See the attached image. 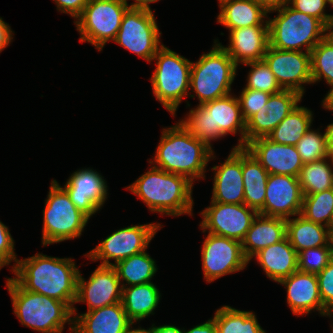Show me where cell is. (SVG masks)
<instances>
[{
  "instance_id": "obj_31",
  "label": "cell",
  "mask_w": 333,
  "mask_h": 333,
  "mask_svg": "<svg viewBox=\"0 0 333 333\" xmlns=\"http://www.w3.org/2000/svg\"><path fill=\"white\" fill-rule=\"evenodd\" d=\"M313 114L310 109L297 106L268 136L273 142L296 146L311 128Z\"/></svg>"
},
{
  "instance_id": "obj_9",
  "label": "cell",
  "mask_w": 333,
  "mask_h": 333,
  "mask_svg": "<svg viewBox=\"0 0 333 333\" xmlns=\"http://www.w3.org/2000/svg\"><path fill=\"white\" fill-rule=\"evenodd\" d=\"M43 217V246L80 237L90 219L76 208L56 180L51 181Z\"/></svg>"
},
{
  "instance_id": "obj_56",
  "label": "cell",
  "mask_w": 333,
  "mask_h": 333,
  "mask_svg": "<svg viewBox=\"0 0 333 333\" xmlns=\"http://www.w3.org/2000/svg\"><path fill=\"white\" fill-rule=\"evenodd\" d=\"M219 1V7L222 6L223 4L230 2V1H235V0H218Z\"/></svg>"
},
{
  "instance_id": "obj_22",
  "label": "cell",
  "mask_w": 333,
  "mask_h": 333,
  "mask_svg": "<svg viewBox=\"0 0 333 333\" xmlns=\"http://www.w3.org/2000/svg\"><path fill=\"white\" fill-rule=\"evenodd\" d=\"M278 283L287 289V303L294 315H306L313 310L321 316L331 315L322 304L316 274L297 270Z\"/></svg>"
},
{
  "instance_id": "obj_43",
  "label": "cell",
  "mask_w": 333,
  "mask_h": 333,
  "mask_svg": "<svg viewBox=\"0 0 333 333\" xmlns=\"http://www.w3.org/2000/svg\"><path fill=\"white\" fill-rule=\"evenodd\" d=\"M14 239L12 238L8 227L0 221V270L14 261L13 270L17 264V255L14 252Z\"/></svg>"
},
{
  "instance_id": "obj_10",
  "label": "cell",
  "mask_w": 333,
  "mask_h": 333,
  "mask_svg": "<svg viewBox=\"0 0 333 333\" xmlns=\"http://www.w3.org/2000/svg\"><path fill=\"white\" fill-rule=\"evenodd\" d=\"M129 7L127 0H89L74 21L81 35L80 42H88L101 51L107 42L116 39Z\"/></svg>"
},
{
  "instance_id": "obj_2",
  "label": "cell",
  "mask_w": 333,
  "mask_h": 333,
  "mask_svg": "<svg viewBox=\"0 0 333 333\" xmlns=\"http://www.w3.org/2000/svg\"><path fill=\"white\" fill-rule=\"evenodd\" d=\"M150 165L173 174L187 177L191 182L205 179V168L214 151L205 142L196 139L179 122L163 128L161 140ZM157 164V165H156ZM195 179V180H194Z\"/></svg>"
},
{
  "instance_id": "obj_53",
  "label": "cell",
  "mask_w": 333,
  "mask_h": 333,
  "mask_svg": "<svg viewBox=\"0 0 333 333\" xmlns=\"http://www.w3.org/2000/svg\"><path fill=\"white\" fill-rule=\"evenodd\" d=\"M325 38L333 44V18L326 25Z\"/></svg>"
},
{
  "instance_id": "obj_5",
  "label": "cell",
  "mask_w": 333,
  "mask_h": 333,
  "mask_svg": "<svg viewBox=\"0 0 333 333\" xmlns=\"http://www.w3.org/2000/svg\"><path fill=\"white\" fill-rule=\"evenodd\" d=\"M6 287L21 325L42 333H62L68 323L74 332L72 309L65 302L27 291L14 278L7 279Z\"/></svg>"
},
{
  "instance_id": "obj_48",
  "label": "cell",
  "mask_w": 333,
  "mask_h": 333,
  "mask_svg": "<svg viewBox=\"0 0 333 333\" xmlns=\"http://www.w3.org/2000/svg\"><path fill=\"white\" fill-rule=\"evenodd\" d=\"M330 90L328 91L325 98L322 100V106L323 108H326L327 110L333 111V85L330 86Z\"/></svg>"
},
{
  "instance_id": "obj_23",
  "label": "cell",
  "mask_w": 333,
  "mask_h": 333,
  "mask_svg": "<svg viewBox=\"0 0 333 333\" xmlns=\"http://www.w3.org/2000/svg\"><path fill=\"white\" fill-rule=\"evenodd\" d=\"M229 46L219 44L233 59L238 66L239 63L261 61L269 46L268 25H255L242 27L229 31Z\"/></svg>"
},
{
  "instance_id": "obj_45",
  "label": "cell",
  "mask_w": 333,
  "mask_h": 333,
  "mask_svg": "<svg viewBox=\"0 0 333 333\" xmlns=\"http://www.w3.org/2000/svg\"><path fill=\"white\" fill-rule=\"evenodd\" d=\"M13 33L10 25L5 23L2 17H0V53L12 42Z\"/></svg>"
},
{
  "instance_id": "obj_36",
  "label": "cell",
  "mask_w": 333,
  "mask_h": 333,
  "mask_svg": "<svg viewBox=\"0 0 333 333\" xmlns=\"http://www.w3.org/2000/svg\"><path fill=\"white\" fill-rule=\"evenodd\" d=\"M312 83L322 78L333 85V44L326 38L321 40L310 52Z\"/></svg>"
},
{
  "instance_id": "obj_50",
  "label": "cell",
  "mask_w": 333,
  "mask_h": 333,
  "mask_svg": "<svg viewBox=\"0 0 333 333\" xmlns=\"http://www.w3.org/2000/svg\"><path fill=\"white\" fill-rule=\"evenodd\" d=\"M325 138H326V146L327 149L333 147V123L327 125L325 129Z\"/></svg>"
},
{
  "instance_id": "obj_28",
  "label": "cell",
  "mask_w": 333,
  "mask_h": 333,
  "mask_svg": "<svg viewBox=\"0 0 333 333\" xmlns=\"http://www.w3.org/2000/svg\"><path fill=\"white\" fill-rule=\"evenodd\" d=\"M286 237L297 251L333 245V238L327 227L306 220L302 215L286 219Z\"/></svg>"
},
{
  "instance_id": "obj_27",
  "label": "cell",
  "mask_w": 333,
  "mask_h": 333,
  "mask_svg": "<svg viewBox=\"0 0 333 333\" xmlns=\"http://www.w3.org/2000/svg\"><path fill=\"white\" fill-rule=\"evenodd\" d=\"M220 8L217 22L229 29H238L255 25H268L269 9L256 0L230 1Z\"/></svg>"
},
{
  "instance_id": "obj_1",
  "label": "cell",
  "mask_w": 333,
  "mask_h": 333,
  "mask_svg": "<svg viewBox=\"0 0 333 333\" xmlns=\"http://www.w3.org/2000/svg\"><path fill=\"white\" fill-rule=\"evenodd\" d=\"M14 279L27 291L65 302L75 316L80 270L72 258L51 257L41 253L20 259L12 270Z\"/></svg>"
},
{
  "instance_id": "obj_7",
  "label": "cell",
  "mask_w": 333,
  "mask_h": 333,
  "mask_svg": "<svg viewBox=\"0 0 333 333\" xmlns=\"http://www.w3.org/2000/svg\"><path fill=\"white\" fill-rule=\"evenodd\" d=\"M218 42L215 39L213 48L191 65L190 90L195 94L188 96L197 95L199 105L231 93L238 66Z\"/></svg>"
},
{
  "instance_id": "obj_52",
  "label": "cell",
  "mask_w": 333,
  "mask_h": 333,
  "mask_svg": "<svg viewBox=\"0 0 333 333\" xmlns=\"http://www.w3.org/2000/svg\"><path fill=\"white\" fill-rule=\"evenodd\" d=\"M133 324H134V323H132V324L128 327L126 333H154L153 325H152L149 329H144V328H141V327L134 329V328H132V325H133Z\"/></svg>"
},
{
  "instance_id": "obj_37",
  "label": "cell",
  "mask_w": 333,
  "mask_h": 333,
  "mask_svg": "<svg viewBox=\"0 0 333 333\" xmlns=\"http://www.w3.org/2000/svg\"><path fill=\"white\" fill-rule=\"evenodd\" d=\"M244 65L251 67L246 79L247 84L245 88L260 90L269 94L278 93L283 90L264 60L249 62Z\"/></svg>"
},
{
  "instance_id": "obj_25",
  "label": "cell",
  "mask_w": 333,
  "mask_h": 333,
  "mask_svg": "<svg viewBox=\"0 0 333 333\" xmlns=\"http://www.w3.org/2000/svg\"><path fill=\"white\" fill-rule=\"evenodd\" d=\"M285 238L286 219L257 214L241 242L243 253L251 261L261 249Z\"/></svg>"
},
{
  "instance_id": "obj_34",
  "label": "cell",
  "mask_w": 333,
  "mask_h": 333,
  "mask_svg": "<svg viewBox=\"0 0 333 333\" xmlns=\"http://www.w3.org/2000/svg\"><path fill=\"white\" fill-rule=\"evenodd\" d=\"M328 158L305 163L298 176L303 195L333 188V168Z\"/></svg>"
},
{
  "instance_id": "obj_29",
  "label": "cell",
  "mask_w": 333,
  "mask_h": 333,
  "mask_svg": "<svg viewBox=\"0 0 333 333\" xmlns=\"http://www.w3.org/2000/svg\"><path fill=\"white\" fill-rule=\"evenodd\" d=\"M242 175L244 204L258 212L264 206L269 173L245 147H242Z\"/></svg>"
},
{
  "instance_id": "obj_3",
  "label": "cell",
  "mask_w": 333,
  "mask_h": 333,
  "mask_svg": "<svg viewBox=\"0 0 333 333\" xmlns=\"http://www.w3.org/2000/svg\"><path fill=\"white\" fill-rule=\"evenodd\" d=\"M193 182L187 177L150 167L127 190L136 194L151 212L168 216H192Z\"/></svg>"
},
{
  "instance_id": "obj_8",
  "label": "cell",
  "mask_w": 333,
  "mask_h": 333,
  "mask_svg": "<svg viewBox=\"0 0 333 333\" xmlns=\"http://www.w3.org/2000/svg\"><path fill=\"white\" fill-rule=\"evenodd\" d=\"M156 68L150 81L155 98L176 116L182 99L188 96L192 62L163 45L154 55Z\"/></svg>"
},
{
  "instance_id": "obj_15",
  "label": "cell",
  "mask_w": 333,
  "mask_h": 333,
  "mask_svg": "<svg viewBox=\"0 0 333 333\" xmlns=\"http://www.w3.org/2000/svg\"><path fill=\"white\" fill-rule=\"evenodd\" d=\"M263 60L282 89L294 90L303 96V84H312L309 52L280 50L268 46Z\"/></svg>"
},
{
  "instance_id": "obj_38",
  "label": "cell",
  "mask_w": 333,
  "mask_h": 333,
  "mask_svg": "<svg viewBox=\"0 0 333 333\" xmlns=\"http://www.w3.org/2000/svg\"><path fill=\"white\" fill-rule=\"evenodd\" d=\"M295 147L304 164L327 158L325 133L317 130L310 128Z\"/></svg>"
},
{
  "instance_id": "obj_35",
  "label": "cell",
  "mask_w": 333,
  "mask_h": 333,
  "mask_svg": "<svg viewBox=\"0 0 333 333\" xmlns=\"http://www.w3.org/2000/svg\"><path fill=\"white\" fill-rule=\"evenodd\" d=\"M333 211V188L303 195L301 214L306 220L327 227Z\"/></svg>"
},
{
  "instance_id": "obj_55",
  "label": "cell",
  "mask_w": 333,
  "mask_h": 333,
  "mask_svg": "<svg viewBox=\"0 0 333 333\" xmlns=\"http://www.w3.org/2000/svg\"><path fill=\"white\" fill-rule=\"evenodd\" d=\"M327 158L330 161V165L333 168V147L328 148Z\"/></svg>"
},
{
  "instance_id": "obj_30",
  "label": "cell",
  "mask_w": 333,
  "mask_h": 333,
  "mask_svg": "<svg viewBox=\"0 0 333 333\" xmlns=\"http://www.w3.org/2000/svg\"><path fill=\"white\" fill-rule=\"evenodd\" d=\"M160 299V291L152 282L123 287L122 304L133 323L154 314Z\"/></svg>"
},
{
  "instance_id": "obj_16",
  "label": "cell",
  "mask_w": 333,
  "mask_h": 333,
  "mask_svg": "<svg viewBox=\"0 0 333 333\" xmlns=\"http://www.w3.org/2000/svg\"><path fill=\"white\" fill-rule=\"evenodd\" d=\"M122 292L116 269L99 265L87 281L79 273L75 303H86L90 311L122 302Z\"/></svg>"
},
{
  "instance_id": "obj_12",
  "label": "cell",
  "mask_w": 333,
  "mask_h": 333,
  "mask_svg": "<svg viewBox=\"0 0 333 333\" xmlns=\"http://www.w3.org/2000/svg\"><path fill=\"white\" fill-rule=\"evenodd\" d=\"M160 228H162L160 223L138 224L121 228L109 235L85 256L92 261L101 260L100 265L102 266H113L120 260L147 250L149 243ZM111 259H114L115 263H111Z\"/></svg>"
},
{
  "instance_id": "obj_44",
  "label": "cell",
  "mask_w": 333,
  "mask_h": 333,
  "mask_svg": "<svg viewBox=\"0 0 333 333\" xmlns=\"http://www.w3.org/2000/svg\"><path fill=\"white\" fill-rule=\"evenodd\" d=\"M56 3L57 10L69 14L77 19L89 0H53Z\"/></svg>"
},
{
  "instance_id": "obj_39",
  "label": "cell",
  "mask_w": 333,
  "mask_h": 333,
  "mask_svg": "<svg viewBox=\"0 0 333 333\" xmlns=\"http://www.w3.org/2000/svg\"><path fill=\"white\" fill-rule=\"evenodd\" d=\"M333 259V245L309 248L298 253V271L318 274Z\"/></svg>"
},
{
  "instance_id": "obj_51",
  "label": "cell",
  "mask_w": 333,
  "mask_h": 333,
  "mask_svg": "<svg viewBox=\"0 0 333 333\" xmlns=\"http://www.w3.org/2000/svg\"><path fill=\"white\" fill-rule=\"evenodd\" d=\"M264 4L268 9L283 5L288 2V0H256Z\"/></svg>"
},
{
  "instance_id": "obj_49",
  "label": "cell",
  "mask_w": 333,
  "mask_h": 333,
  "mask_svg": "<svg viewBox=\"0 0 333 333\" xmlns=\"http://www.w3.org/2000/svg\"><path fill=\"white\" fill-rule=\"evenodd\" d=\"M134 3H131V7L145 9V10H151L150 3L157 2L159 0H134Z\"/></svg>"
},
{
  "instance_id": "obj_26",
  "label": "cell",
  "mask_w": 333,
  "mask_h": 333,
  "mask_svg": "<svg viewBox=\"0 0 333 333\" xmlns=\"http://www.w3.org/2000/svg\"><path fill=\"white\" fill-rule=\"evenodd\" d=\"M266 276L275 282L298 270V253L288 238L261 249L254 256Z\"/></svg>"
},
{
  "instance_id": "obj_33",
  "label": "cell",
  "mask_w": 333,
  "mask_h": 333,
  "mask_svg": "<svg viewBox=\"0 0 333 333\" xmlns=\"http://www.w3.org/2000/svg\"><path fill=\"white\" fill-rule=\"evenodd\" d=\"M213 319L217 333H266L252 311H241L225 305L216 310Z\"/></svg>"
},
{
  "instance_id": "obj_54",
  "label": "cell",
  "mask_w": 333,
  "mask_h": 333,
  "mask_svg": "<svg viewBox=\"0 0 333 333\" xmlns=\"http://www.w3.org/2000/svg\"><path fill=\"white\" fill-rule=\"evenodd\" d=\"M327 229H328V231H329V234H330L331 237L333 238V211H332V214H331L330 220H329V222H328Z\"/></svg>"
},
{
  "instance_id": "obj_6",
  "label": "cell",
  "mask_w": 333,
  "mask_h": 333,
  "mask_svg": "<svg viewBox=\"0 0 333 333\" xmlns=\"http://www.w3.org/2000/svg\"><path fill=\"white\" fill-rule=\"evenodd\" d=\"M278 12L268 20L269 46L280 50H311L325 38L326 26L313 16L293 9L288 3L269 9Z\"/></svg>"
},
{
  "instance_id": "obj_20",
  "label": "cell",
  "mask_w": 333,
  "mask_h": 333,
  "mask_svg": "<svg viewBox=\"0 0 333 333\" xmlns=\"http://www.w3.org/2000/svg\"><path fill=\"white\" fill-rule=\"evenodd\" d=\"M245 148L269 174L298 177L304 165L295 146L278 144L268 137L253 139Z\"/></svg>"
},
{
  "instance_id": "obj_14",
  "label": "cell",
  "mask_w": 333,
  "mask_h": 333,
  "mask_svg": "<svg viewBox=\"0 0 333 333\" xmlns=\"http://www.w3.org/2000/svg\"><path fill=\"white\" fill-rule=\"evenodd\" d=\"M203 232L242 242L258 212L246 204H224L211 201L201 213Z\"/></svg>"
},
{
  "instance_id": "obj_19",
  "label": "cell",
  "mask_w": 333,
  "mask_h": 333,
  "mask_svg": "<svg viewBox=\"0 0 333 333\" xmlns=\"http://www.w3.org/2000/svg\"><path fill=\"white\" fill-rule=\"evenodd\" d=\"M62 187L78 210L89 218L101 209L107 197L104 177L94 169H79L71 174Z\"/></svg>"
},
{
  "instance_id": "obj_18",
  "label": "cell",
  "mask_w": 333,
  "mask_h": 333,
  "mask_svg": "<svg viewBox=\"0 0 333 333\" xmlns=\"http://www.w3.org/2000/svg\"><path fill=\"white\" fill-rule=\"evenodd\" d=\"M302 95L294 90L283 89L271 94L266 105L262 106L246 122V145L253 139L268 137L279 123L301 102Z\"/></svg>"
},
{
  "instance_id": "obj_40",
  "label": "cell",
  "mask_w": 333,
  "mask_h": 333,
  "mask_svg": "<svg viewBox=\"0 0 333 333\" xmlns=\"http://www.w3.org/2000/svg\"><path fill=\"white\" fill-rule=\"evenodd\" d=\"M271 94L260 90L243 88L239 98L242 116L247 122L260 108L266 105Z\"/></svg>"
},
{
  "instance_id": "obj_13",
  "label": "cell",
  "mask_w": 333,
  "mask_h": 333,
  "mask_svg": "<svg viewBox=\"0 0 333 333\" xmlns=\"http://www.w3.org/2000/svg\"><path fill=\"white\" fill-rule=\"evenodd\" d=\"M204 278L210 283L224 275L244 270L250 262L240 241L208 233L201 249Z\"/></svg>"
},
{
  "instance_id": "obj_41",
  "label": "cell",
  "mask_w": 333,
  "mask_h": 333,
  "mask_svg": "<svg viewBox=\"0 0 333 333\" xmlns=\"http://www.w3.org/2000/svg\"><path fill=\"white\" fill-rule=\"evenodd\" d=\"M319 294L324 308L333 317V259L329 264L318 274Z\"/></svg>"
},
{
  "instance_id": "obj_57",
  "label": "cell",
  "mask_w": 333,
  "mask_h": 333,
  "mask_svg": "<svg viewBox=\"0 0 333 333\" xmlns=\"http://www.w3.org/2000/svg\"><path fill=\"white\" fill-rule=\"evenodd\" d=\"M327 3L333 7V0H327Z\"/></svg>"
},
{
  "instance_id": "obj_46",
  "label": "cell",
  "mask_w": 333,
  "mask_h": 333,
  "mask_svg": "<svg viewBox=\"0 0 333 333\" xmlns=\"http://www.w3.org/2000/svg\"><path fill=\"white\" fill-rule=\"evenodd\" d=\"M184 333H217L216 324L214 319H209L207 322L194 326L188 331L184 330Z\"/></svg>"
},
{
  "instance_id": "obj_21",
  "label": "cell",
  "mask_w": 333,
  "mask_h": 333,
  "mask_svg": "<svg viewBox=\"0 0 333 333\" xmlns=\"http://www.w3.org/2000/svg\"><path fill=\"white\" fill-rule=\"evenodd\" d=\"M214 174L211 201L224 204H244L242 147L237 145L221 165L212 167Z\"/></svg>"
},
{
  "instance_id": "obj_47",
  "label": "cell",
  "mask_w": 333,
  "mask_h": 333,
  "mask_svg": "<svg viewBox=\"0 0 333 333\" xmlns=\"http://www.w3.org/2000/svg\"><path fill=\"white\" fill-rule=\"evenodd\" d=\"M154 333H184V328L180 329L174 325H162V326H155L153 324Z\"/></svg>"
},
{
  "instance_id": "obj_32",
  "label": "cell",
  "mask_w": 333,
  "mask_h": 333,
  "mask_svg": "<svg viewBox=\"0 0 333 333\" xmlns=\"http://www.w3.org/2000/svg\"><path fill=\"white\" fill-rule=\"evenodd\" d=\"M146 251L120 260L113 265L119 281L123 282L122 287L151 282L158 268L155 260Z\"/></svg>"
},
{
  "instance_id": "obj_17",
  "label": "cell",
  "mask_w": 333,
  "mask_h": 333,
  "mask_svg": "<svg viewBox=\"0 0 333 333\" xmlns=\"http://www.w3.org/2000/svg\"><path fill=\"white\" fill-rule=\"evenodd\" d=\"M303 193L295 176L269 174L264 206L258 214L290 219L301 214Z\"/></svg>"
},
{
  "instance_id": "obj_4",
  "label": "cell",
  "mask_w": 333,
  "mask_h": 333,
  "mask_svg": "<svg viewBox=\"0 0 333 333\" xmlns=\"http://www.w3.org/2000/svg\"><path fill=\"white\" fill-rule=\"evenodd\" d=\"M179 123L210 148H212L211 140L237 132L241 134L237 146H246V122L242 116L239 99L232 96V93L203 105H197Z\"/></svg>"
},
{
  "instance_id": "obj_11",
  "label": "cell",
  "mask_w": 333,
  "mask_h": 333,
  "mask_svg": "<svg viewBox=\"0 0 333 333\" xmlns=\"http://www.w3.org/2000/svg\"><path fill=\"white\" fill-rule=\"evenodd\" d=\"M152 10L129 7L118 30L115 43L151 62L163 46L161 36Z\"/></svg>"
},
{
  "instance_id": "obj_42",
  "label": "cell",
  "mask_w": 333,
  "mask_h": 333,
  "mask_svg": "<svg viewBox=\"0 0 333 333\" xmlns=\"http://www.w3.org/2000/svg\"><path fill=\"white\" fill-rule=\"evenodd\" d=\"M293 9L318 18L325 26L333 18V14H326L327 0H288Z\"/></svg>"
},
{
  "instance_id": "obj_24",
  "label": "cell",
  "mask_w": 333,
  "mask_h": 333,
  "mask_svg": "<svg viewBox=\"0 0 333 333\" xmlns=\"http://www.w3.org/2000/svg\"><path fill=\"white\" fill-rule=\"evenodd\" d=\"M78 315L73 317V333H126L133 323L128 318L122 302Z\"/></svg>"
}]
</instances>
